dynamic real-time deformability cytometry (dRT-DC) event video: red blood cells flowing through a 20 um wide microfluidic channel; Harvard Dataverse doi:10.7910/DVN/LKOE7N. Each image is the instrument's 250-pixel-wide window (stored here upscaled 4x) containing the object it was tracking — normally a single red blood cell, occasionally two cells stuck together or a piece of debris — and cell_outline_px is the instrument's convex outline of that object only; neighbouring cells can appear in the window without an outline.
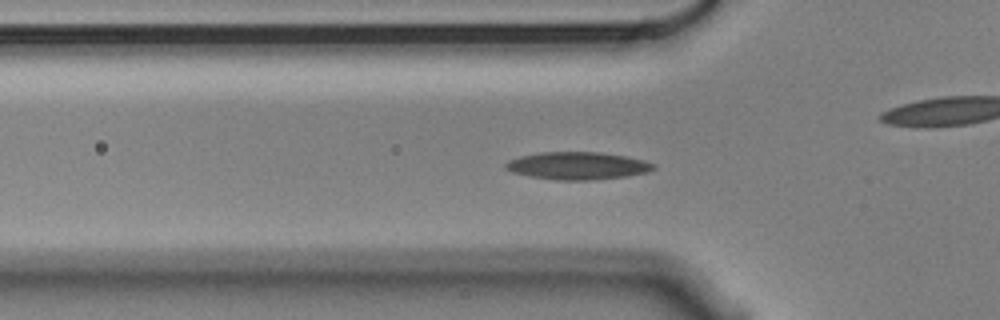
{"species": "Egyptian fruit bat (a non-hibernating species)", "species_latin": "Rousettus aegyptiacus", "temperature_condition": "cold", "stored_images_in_passage": 37, "camera_frame_rate_fps": 3000, "um_per_image_px": 0.085, "animal": {"sex": "male"}, "frame": {"image": 1, "passage_image": 7, "time_ms": 2.0, "image_size_px": [1000, 320], "cell_outline_px": [[656, 168], [648, 172], [624, 176], [588, 180], [556, 180], [532, 176], [512, 172], [504, 168], [504, 164], [508, 160], [520, 156], [540, 152], [596, 152], [624, 156], [644, 160], [656, 164]], "centroid_in_image_um": [49.07, 14.08], "position_along_channel_um": 76.7, "area_um2": 23.58}}
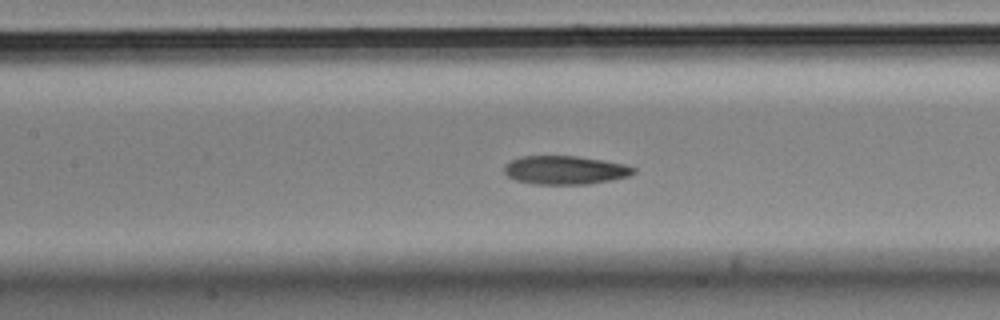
{"frame": {"image": 2, "passage_image": 14, "time_ms": 4.333, "image_size_px": [1000, 320], "cell_outline_px": [[636, 172], [632, 176], [612, 180], [588, 184], [536, 184], [516, 180], [508, 176], [504, 172], [504, 164], [520, 156], [576, 156], [624, 164], [636, 168]], "centroid_in_image_um": [48.05, 14.46], "position_along_channel_um": 159.3, "area_um2": 21.56}}
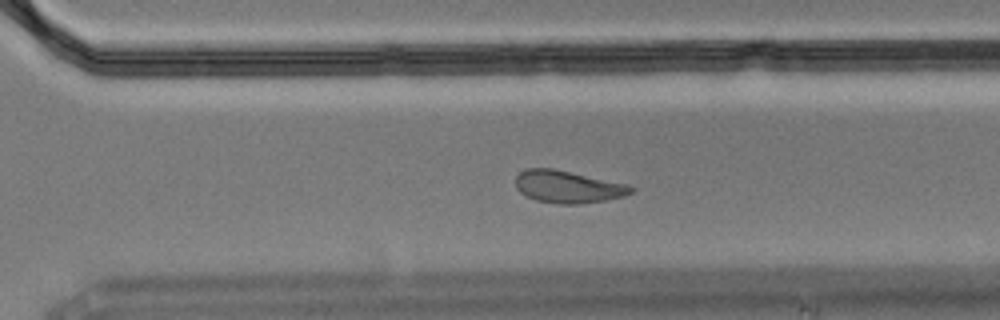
{"frame": {"image": 3, "passage_image": 28, "time_ms": 9.0, "image_size_px": [1000, 320], "cell_outline_px": [[632, 192], [624, 196], [604, 200], [580, 204], [556, 204], [536, 200], [520, 192], [516, 188], [516, 176], [520, 172], [528, 168], [552, 168], [628, 184], [632, 188]], "centroid_in_image_um": [48.24, 15.88], "position_along_channel_um": 322.4, "area_um2": 21.56}, "authors_computed_cell_mechanics": {"area_um2": 22.1952, "velocity_mm_per_s": 3.5031, "shape_relaxation_time_tau1_ms": 5.5112, "shape_relaxation_time_tau2_ms": 3.2133, "deformation_change_tau1": 0.1421, "deformation_change_tau2": 0.0929}}